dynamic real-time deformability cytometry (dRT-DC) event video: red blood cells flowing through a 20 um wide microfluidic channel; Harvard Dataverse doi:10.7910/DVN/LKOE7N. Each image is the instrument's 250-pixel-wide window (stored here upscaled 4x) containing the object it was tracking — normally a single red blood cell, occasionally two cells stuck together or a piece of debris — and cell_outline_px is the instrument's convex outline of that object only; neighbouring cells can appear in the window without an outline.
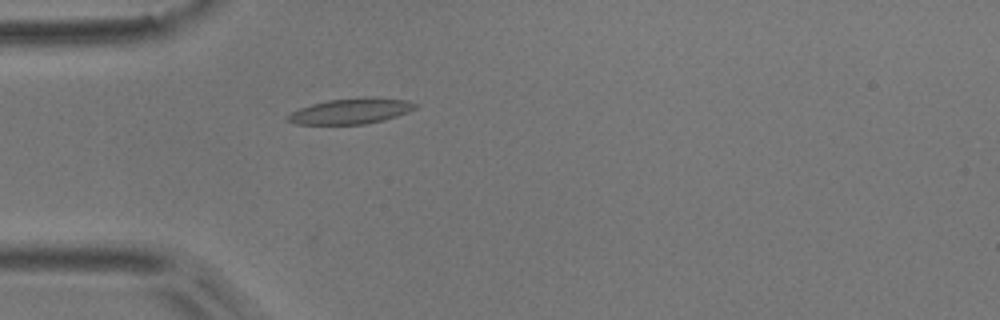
{"species": "common noctule bat (a hibernating species)", "species_latin": "Nyctalus noctula", "temperature_condition": "room temperature", "stored_images_in_passage": 4, "camera_frame_rate_fps": 3000, "um_per_image_px": 0.085, "animal": {"sex": "male", "body_mass_g": 17.9}, "frame": {"image": 1, "passage_image": 4, "time_ms": 1.0, "image_size_px": [1000, 320], "cell_outline_px": [[416, 108], [408, 112], [384, 120], [364, 124], [296, 124], [284, 120], [284, 116], [300, 108], [312, 104], [328, 100], [408, 100], [416, 104]], "centroid_in_image_um": [29.71, 9.5], "position_along_channel_um": 55.3, "area_um2": 17.98}}